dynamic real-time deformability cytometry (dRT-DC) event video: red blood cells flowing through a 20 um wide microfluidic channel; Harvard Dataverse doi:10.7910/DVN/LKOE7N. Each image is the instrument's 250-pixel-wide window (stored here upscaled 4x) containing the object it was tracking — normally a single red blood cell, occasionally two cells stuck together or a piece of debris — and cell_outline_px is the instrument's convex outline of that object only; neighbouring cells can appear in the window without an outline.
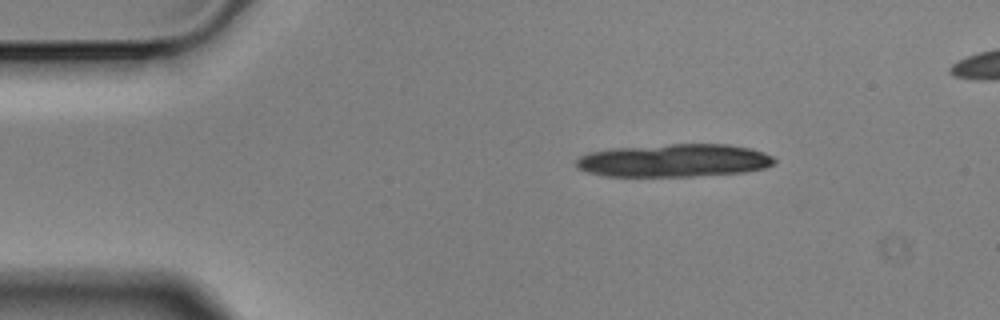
{"species": "Egyptian fruit bat (a non-hibernating species)", "species_latin": "Rousettus aegyptiacus", "temperature_condition": "cold", "stored_images_in_passage": 4, "camera_frame_rate_fps": 3000, "um_per_image_px": 0.085, "animal": {"sex": "male"}, "frame": {"image": 1, "passage_image": 1, "time_ms": 0.0, "image_size_px": [1000, 320], "cell_outline_px": [[776, 164], [764, 168], [744, 172], [692, 176], [604, 176], [588, 172], [580, 168], [576, 164], [576, 160], [580, 156], [588, 152], [612, 148], [668, 144], [728, 144], [748, 148], [764, 152], [772, 156], [776, 160]], "centroid_in_image_um": [57.31, 13.63], "position_along_channel_um": 27.7, "area_um2": 38.09}}